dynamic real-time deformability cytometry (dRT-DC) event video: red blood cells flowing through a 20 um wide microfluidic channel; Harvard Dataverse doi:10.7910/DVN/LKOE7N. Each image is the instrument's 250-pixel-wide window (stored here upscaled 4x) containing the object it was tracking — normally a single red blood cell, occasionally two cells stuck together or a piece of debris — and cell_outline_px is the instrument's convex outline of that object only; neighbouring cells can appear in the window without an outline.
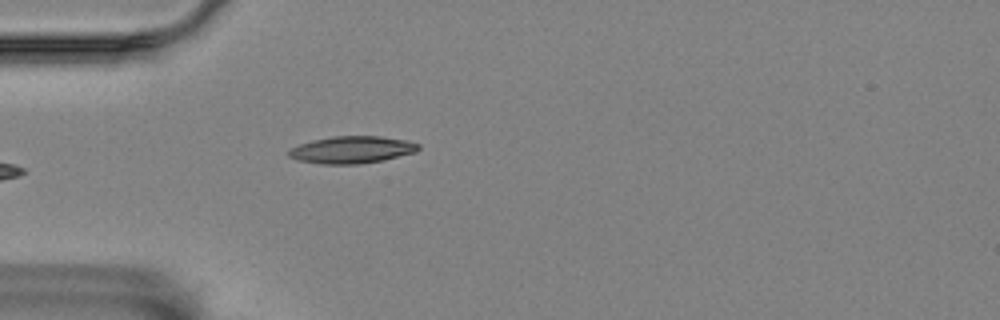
{"species": "Egyptian fruit bat (a non-hibernating species)", "species_latin": "Rousettus aegyptiacus", "temperature_condition": "room temperature", "stored_images_in_passage": 1, "camera_frame_rate_fps": 3000, "um_per_image_px": 0.085, "animal": {"sex": "female"}, "frame": {"image": 1, "passage_image": 1, "time_ms": 0.0, "image_size_px": [1000, 320], "cell_outline_px": [[420, 148], [416, 152], [384, 160], [360, 164], [324, 164], [296, 160], [288, 156], [288, 152], [292, 148], [300, 144], [312, 140], [332, 136], [380, 136], [404, 140], [420, 144]], "centroid_in_image_um": [29.91, 12.73], "position_along_channel_um": 55.1, "area_um2": 20.52}}